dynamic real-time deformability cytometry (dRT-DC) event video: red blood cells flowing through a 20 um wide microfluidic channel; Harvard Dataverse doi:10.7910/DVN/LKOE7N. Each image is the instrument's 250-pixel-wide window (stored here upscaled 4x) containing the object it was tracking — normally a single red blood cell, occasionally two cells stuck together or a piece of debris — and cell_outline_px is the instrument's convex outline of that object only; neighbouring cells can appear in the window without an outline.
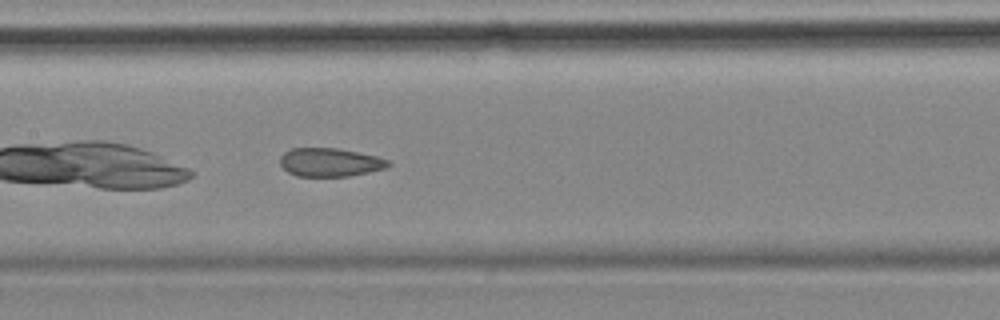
{"species": "common noctule bat (a hibernating species)", "species_latin": "Nyctalus noctula", "temperature_condition": "cold", "stored_images_in_passage": 35, "camera_frame_rate_fps": 3000, "um_per_image_px": 0.085, "animal": {"sex": "female", "body_mass_g": 18.4}, "frame": {"image": 1, "passage_image": 11, "time_ms": 3.333, "image_size_px": [1000, 320], "cell_outline_px": [[392, 164], [384, 168], [368, 172], [348, 176], [296, 176], [288, 172], [280, 164], [280, 156], [284, 152], [292, 148], [336, 148], [376, 156], [388, 160]], "centroid_in_image_um": [28.02, 13.79], "position_along_channel_um": 179.4, "area_um2": 17.8}, "authors_computed_cell_mechanics": {"area_um2": 19.2474, "velocity_mm_per_s": 3.5646, "shape_relaxation_time_tau1_ms": null, "shape_relaxation_time_tau2_ms": 1.3602, "deformation_change_tau1": null, "deformation_change_tau2": 0.0803}}